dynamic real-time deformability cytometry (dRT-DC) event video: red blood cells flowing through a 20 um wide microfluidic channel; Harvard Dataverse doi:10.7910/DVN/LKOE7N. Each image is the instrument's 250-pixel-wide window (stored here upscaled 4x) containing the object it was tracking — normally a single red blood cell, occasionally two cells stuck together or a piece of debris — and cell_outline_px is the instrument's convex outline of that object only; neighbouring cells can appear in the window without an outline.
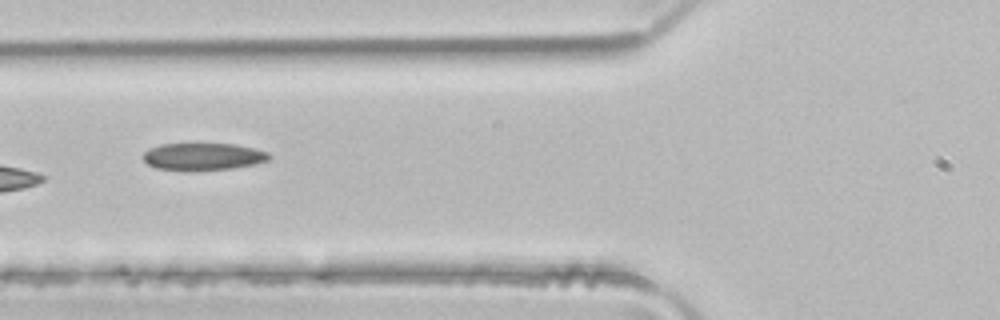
{"species": "common noctule bat (a hibernating species)", "species_latin": "Nyctalus noctula", "temperature_condition": "room temperature", "stored_images_in_passage": 4, "camera_frame_rate_fps": 3000, "um_per_image_px": 0.085, "animal": {"sex": "male", "body_mass_g": 21.5, "forearm_length_mm": 52.0}, "frame": {"image": 1, "passage_image": 4, "time_ms": 1.0, "image_size_px": [1000, 320], "cell_outline_px": [[272, 156], [268, 160], [256, 164], [232, 168], [196, 172], [192, 172], [156, 168], [148, 164], [144, 160], [144, 152], [148, 148], [160, 144], [236, 144], [268, 152]], "centroid_in_image_um": [17.25, 13.33], "position_along_channel_um": 108.5, "area_um2": 20.35}}